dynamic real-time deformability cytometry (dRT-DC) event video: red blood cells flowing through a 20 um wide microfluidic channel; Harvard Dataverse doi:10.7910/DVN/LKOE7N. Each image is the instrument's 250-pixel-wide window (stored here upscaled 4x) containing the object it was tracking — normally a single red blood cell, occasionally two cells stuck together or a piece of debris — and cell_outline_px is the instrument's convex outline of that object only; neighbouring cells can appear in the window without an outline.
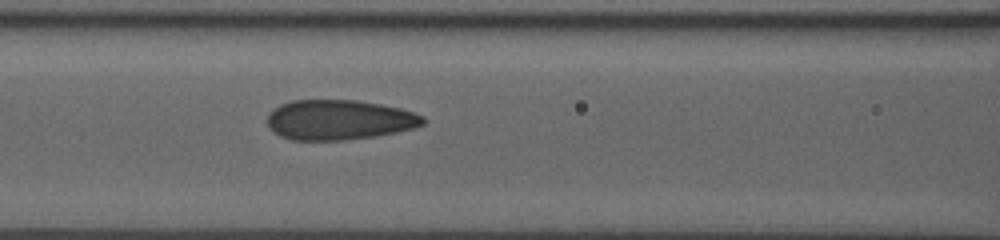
{"species": "human", "species_latin": "Homo sapiens", "temperature_condition": "room temperature", "stored_images_in_passage": 8, "segment_of_instrument_passage": [1, 2], "camera_frame_rate_fps": 3000, "um_per_image_px": 0.085, "donor": {"sex": "male"}, "frame": {"image": 1, "passage_image": 7, "time_ms": 6.667, "image_size_px": [1000, 240], "cell_outline_px": [[428, 120], [424, 124], [412, 128], [396, 132], [372, 136], [344, 140], [292, 140], [280, 136], [268, 128], [268, 112], [280, 104], [292, 100], [356, 100], [380, 104], [400, 108], [424, 116]], "centroid_in_image_um": [28.8, 10.18], "position_along_channel_um": 137.8, "area_um2": 36.36}}